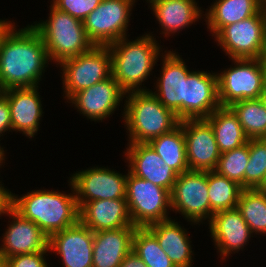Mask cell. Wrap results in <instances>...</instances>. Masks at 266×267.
I'll return each instance as SVG.
<instances>
[{
	"instance_id": "cell-1",
	"label": "cell",
	"mask_w": 266,
	"mask_h": 267,
	"mask_svg": "<svg viewBox=\"0 0 266 267\" xmlns=\"http://www.w3.org/2000/svg\"><path fill=\"white\" fill-rule=\"evenodd\" d=\"M15 29L14 23L0 40V92L38 86L50 62L42 37L31 25Z\"/></svg>"
},
{
	"instance_id": "cell-2",
	"label": "cell",
	"mask_w": 266,
	"mask_h": 267,
	"mask_svg": "<svg viewBox=\"0 0 266 267\" xmlns=\"http://www.w3.org/2000/svg\"><path fill=\"white\" fill-rule=\"evenodd\" d=\"M127 39L123 37L108 45L111 54V76L126 94L149 91L141 88L142 82L147 80L159 60L157 58L160 56L161 46L150 33L133 41Z\"/></svg>"
},
{
	"instance_id": "cell-3",
	"label": "cell",
	"mask_w": 266,
	"mask_h": 267,
	"mask_svg": "<svg viewBox=\"0 0 266 267\" xmlns=\"http://www.w3.org/2000/svg\"><path fill=\"white\" fill-rule=\"evenodd\" d=\"M65 194L50 190H34L22 197L13 194V208L24 218L34 222L50 237L79 221V207L75 191Z\"/></svg>"
},
{
	"instance_id": "cell-4",
	"label": "cell",
	"mask_w": 266,
	"mask_h": 267,
	"mask_svg": "<svg viewBox=\"0 0 266 267\" xmlns=\"http://www.w3.org/2000/svg\"><path fill=\"white\" fill-rule=\"evenodd\" d=\"M126 95L128 100H125L122 115L129 132V143H148L180 124L177 115L164 107L150 90Z\"/></svg>"
},
{
	"instance_id": "cell-5",
	"label": "cell",
	"mask_w": 266,
	"mask_h": 267,
	"mask_svg": "<svg viewBox=\"0 0 266 267\" xmlns=\"http://www.w3.org/2000/svg\"><path fill=\"white\" fill-rule=\"evenodd\" d=\"M48 20L31 24L45 43L49 60L59 65L89 51L94 44L88 39L84 24L52 4Z\"/></svg>"
},
{
	"instance_id": "cell-6",
	"label": "cell",
	"mask_w": 266,
	"mask_h": 267,
	"mask_svg": "<svg viewBox=\"0 0 266 267\" xmlns=\"http://www.w3.org/2000/svg\"><path fill=\"white\" fill-rule=\"evenodd\" d=\"M126 201L131 221L137 228L170 219L171 192L128 171Z\"/></svg>"
},
{
	"instance_id": "cell-7",
	"label": "cell",
	"mask_w": 266,
	"mask_h": 267,
	"mask_svg": "<svg viewBox=\"0 0 266 267\" xmlns=\"http://www.w3.org/2000/svg\"><path fill=\"white\" fill-rule=\"evenodd\" d=\"M235 66L217 74L220 105L258 99L264 91L266 63L262 59H233Z\"/></svg>"
},
{
	"instance_id": "cell-8",
	"label": "cell",
	"mask_w": 266,
	"mask_h": 267,
	"mask_svg": "<svg viewBox=\"0 0 266 267\" xmlns=\"http://www.w3.org/2000/svg\"><path fill=\"white\" fill-rule=\"evenodd\" d=\"M64 98L111 76V54L108 46L94 45L89 51L61 62Z\"/></svg>"
},
{
	"instance_id": "cell-9",
	"label": "cell",
	"mask_w": 266,
	"mask_h": 267,
	"mask_svg": "<svg viewBox=\"0 0 266 267\" xmlns=\"http://www.w3.org/2000/svg\"><path fill=\"white\" fill-rule=\"evenodd\" d=\"M266 36V15L260 11L224 26L214 38L230 59H262Z\"/></svg>"
},
{
	"instance_id": "cell-10",
	"label": "cell",
	"mask_w": 266,
	"mask_h": 267,
	"mask_svg": "<svg viewBox=\"0 0 266 267\" xmlns=\"http://www.w3.org/2000/svg\"><path fill=\"white\" fill-rule=\"evenodd\" d=\"M135 0H102L83 21L88 39L96 46H108L128 31Z\"/></svg>"
},
{
	"instance_id": "cell-11",
	"label": "cell",
	"mask_w": 266,
	"mask_h": 267,
	"mask_svg": "<svg viewBox=\"0 0 266 267\" xmlns=\"http://www.w3.org/2000/svg\"><path fill=\"white\" fill-rule=\"evenodd\" d=\"M208 171L188 170L179 174L171 192V208L187 221L198 224L210 221Z\"/></svg>"
},
{
	"instance_id": "cell-12",
	"label": "cell",
	"mask_w": 266,
	"mask_h": 267,
	"mask_svg": "<svg viewBox=\"0 0 266 267\" xmlns=\"http://www.w3.org/2000/svg\"><path fill=\"white\" fill-rule=\"evenodd\" d=\"M77 202L126 198L127 175L110 168L92 167L70 177Z\"/></svg>"
},
{
	"instance_id": "cell-13",
	"label": "cell",
	"mask_w": 266,
	"mask_h": 267,
	"mask_svg": "<svg viewBox=\"0 0 266 267\" xmlns=\"http://www.w3.org/2000/svg\"><path fill=\"white\" fill-rule=\"evenodd\" d=\"M189 170L215 171L221 155L214 131L205 119L182 120Z\"/></svg>"
},
{
	"instance_id": "cell-14",
	"label": "cell",
	"mask_w": 266,
	"mask_h": 267,
	"mask_svg": "<svg viewBox=\"0 0 266 267\" xmlns=\"http://www.w3.org/2000/svg\"><path fill=\"white\" fill-rule=\"evenodd\" d=\"M162 53V71L156 81V91L150 90L167 109L173 111L180 120H184L185 79L191 72L179 54L174 51ZM164 54V55H163Z\"/></svg>"
},
{
	"instance_id": "cell-15",
	"label": "cell",
	"mask_w": 266,
	"mask_h": 267,
	"mask_svg": "<svg viewBox=\"0 0 266 267\" xmlns=\"http://www.w3.org/2000/svg\"><path fill=\"white\" fill-rule=\"evenodd\" d=\"M48 247L60 255L64 267H92L93 231L80 221L52 234Z\"/></svg>"
},
{
	"instance_id": "cell-16",
	"label": "cell",
	"mask_w": 266,
	"mask_h": 267,
	"mask_svg": "<svg viewBox=\"0 0 266 267\" xmlns=\"http://www.w3.org/2000/svg\"><path fill=\"white\" fill-rule=\"evenodd\" d=\"M220 106L217 73L191 71L185 79L184 120L205 119Z\"/></svg>"
},
{
	"instance_id": "cell-17",
	"label": "cell",
	"mask_w": 266,
	"mask_h": 267,
	"mask_svg": "<svg viewBox=\"0 0 266 267\" xmlns=\"http://www.w3.org/2000/svg\"><path fill=\"white\" fill-rule=\"evenodd\" d=\"M124 95L126 96V93L118 82L110 76L104 81L75 93L69 100L81 114L92 121L101 120L102 122L114 113L120 101L125 97Z\"/></svg>"
},
{
	"instance_id": "cell-18",
	"label": "cell",
	"mask_w": 266,
	"mask_h": 267,
	"mask_svg": "<svg viewBox=\"0 0 266 267\" xmlns=\"http://www.w3.org/2000/svg\"><path fill=\"white\" fill-rule=\"evenodd\" d=\"M13 219L8 226L3 244L0 246L2 260L20 254L45 251L48 248L49 237L34 222L24 218L14 208L9 213Z\"/></svg>"
},
{
	"instance_id": "cell-19",
	"label": "cell",
	"mask_w": 266,
	"mask_h": 267,
	"mask_svg": "<svg viewBox=\"0 0 266 267\" xmlns=\"http://www.w3.org/2000/svg\"><path fill=\"white\" fill-rule=\"evenodd\" d=\"M125 151L128 171L138 178L172 192L178 174L151 148L148 143H128Z\"/></svg>"
},
{
	"instance_id": "cell-20",
	"label": "cell",
	"mask_w": 266,
	"mask_h": 267,
	"mask_svg": "<svg viewBox=\"0 0 266 267\" xmlns=\"http://www.w3.org/2000/svg\"><path fill=\"white\" fill-rule=\"evenodd\" d=\"M209 229L222 260L232 252L238 253L253 237L237 208L214 213L209 221Z\"/></svg>"
},
{
	"instance_id": "cell-21",
	"label": "cell",
	"mask_w": 266,
	"mask_h": 267,
	"mask_svg": "<svg viewBox=\"0 0 266 267\" xmlns=\"http://www.w3.org/2000/svg\"><path fill=\"white\" fill-rule=\"evenodd\" d=\"M79 221L93 232L133 227L126 198L77 202Z\"/></svg>"
},
{
	"instance_id": "cell-22",
	"label": "cell",
	"mask_w": 266,
	"mask_h": 267,
	"mask_svg": "<svg viewBox=\"0 0 266 267\" xmlns=\"http://www.w3.org/2000/svg\"><path fill=\"white\" fill-rule=\"evenodd\" d=\"M39 86L10 88L2 91L7 97L12 130L33 138L39 129L43 110L38 92Z\"/></svg>"
},
{
	"instance_id": "cell-23",
	"label": "cell",
	"mask_w": 266,
	"mask_h": 267,
	"mask_svg": "<svg viewBox=\"0 0 266 267\" xmlns=\"http://www.w3.org/2000/svg\"><path fill=\"white\" fill-rule=\"evenodd\" d=\"M136 226L93 232L92 267H119L132 251Z\"/></svg>"
},
{
	"instance_id": "cell-24",
	"label": "cell",
	"mask_w": 266,
	"mask_h": 267,
	"mask_svg": "<svg viewBox=\"0 0 266 267\" xmlns=\"http://www.w3.org/2000/svg\"><path fill=\"white\" fill-rule=\"evenodd\" d=\"M158 240L160 247L176 267H191L192 247L185 228L173 219H167L146 227Z\"/></svg>"
},
{
	"instance_id": "cell-25",
	"label": "cell",
	"mask_w": 266,
	"mask_h": 267,
	"mask_svg": "<svg viewBox=\"0 0 266 267\" xmlns=\"http://www.w3.org/2000/svg\"><path fill=\"white\" fill-rule=\"evenodd\" d=\"M197 5L195 0H155L150 4L166 37L202 17V10Z\"/></svg>"
},
{
	"instance_id": "cell-26",
	"label": "cell",
	"mask_w": 266,
	"mask_h": 267,
	"mask_svg": "<svg viewBox=\"0 0 266 267\" xmlns=\"http://www.w3.org/2000/svg\"><path fill=\"white\" fill-rule=\"evenodd\" d=\"M211 7V8H210ZM206 15L207 28L216 35L224 26L234 24L261 11L260 0H216Z\"/></svg>"
},
{
	"instance_id": "cell-27",
	"label": "cell",
	"mask_w": 266,
	"mask_h": 267,
	"mask_svg": "<svg viewBox=\"0 0 266 267\" xmlns=\"http://www.w3.org/2000/svg\"><path fill=\"white\" fill-rule=\"evenodd\" d=\"M205 120L211 125L220 153L247 143L248 138L236 114L230 107L220 106Z\"/></svg>"
},
{
	"instance_id": "cell-28",
	"label": "cell",
	"mask_w": 266,
	"mask_h": 267,
	"mask_svg": "<svg viewBox=\"0 0 266 267\" xmlns=\"http://www.w3.org/2000/svg\"><path fill=\"white\" fill-rule=\"evenodd\" d=\"M148 144L178 175L189 170L182 120L172 131L151 139Z\"/></svg>"
},
{
	"instance_id": "cell-29",
	"label": "cell",
	"mask_w": 266,
	"mask_h": 267,
	"mask_svg": "<svg viewBox=\"0 0 266 267\" xmlns=\"http://www.w3.org/2000/svg\"><path fill=\"white\" fill-rule=\"evenodd\" d=\"M243 188L235 181L208 171V195L210 201V219L216 212L237 208Z\"/></svg>"
},
{
	"instance_id": "cell-30",
	"label": "cell",
	"mask_w": 266,
	"mask_h": 267,
	"mask_svg": "<svg viewBox=\"0 0 266 267\" xmlns=\"http://www.w3.org/2000/svg\"><path fill=\"white\" fill-rule=\"evenodd\" d=\"M248 139L266 138V108L258 99H245L229 106Z\"/></svg>"
},
{
	"instance_id": "cell-31",
	"label": "cell",
	"mask_w": 266,
	"mask_h": 267,
	"mask_svg": "<svg viewBox=\"0 0 266 267\" xmlns=\"http://www.w3.org/2000/svg\"><path fill=\"white\" fill-rule=\"evenodd\" d=\"M237 209L252 233L266 234V194L257 189H243Z\"/></svg>"
},
{
	"instance_id": "cell-32",
	"label": "cell",
	"mask_w": 266,
	"mask_h": 267,
	"mask_svg": "<svg viewBox=\"0 0 266 267\" xmlns=\"http://www.w3.org/2000/svg\"><path fill=\"white\" fill-rule=\"evenodd\" d=\"M132 250L147 267H176L147 228H136Z\"/></svg>"
},
{
	"instance_id": "cell-33",
	"label": "cell",
	"mask_w": 266,
	"mask_h": 267,
	"mask_svg": "<svg viewBox=\"0 0 266 267\" xmlns=\"http://www.w3.org/2000/svg\"><path fill=\"white\" fill-rule=\"evenodd\" d=\"M249 162L248 141L246 144L220 155L215 171L237 182L245 189V170Z\"/></svg>"
},
{
	"instance_id": "cell-34",
	"label": "cell",
	"mask_w": 266,
	"mask_h": 267,
	"mask_svg": "<svg viewBox=\"0 0 266 267\" xmlns=\"http://www.w3.org/2000/svg\"><path fill=\"white\" fill-rule=\"evenodd\" d=\"M248 152L245 189H257L266 174V138L248 139Z\"/></svg>"
},
{
	"instance_id": "cell-35",
	"label": "cell",
	"mask_w": 266,
	"mask_h": 267,
	"mask_svg": "<svg viewBox=\"0 0 266 267\" xmlns=\"http://www.w3.org/2000/svg\"><path fill=\"white\" fill-rule=\"evenodd\" d=\"M52 5L59 11L84 21L102 0H52Z\"/></svg>"
},
{
	"instance_id": "cell-36",
	"label": "cell",
	"mask_w": 266,
	"mask_h": 267,
	"mask_svg": "<svg viewBox=\"0 0 266 267\" xmlns=\"http://www.w3.org/2000/svg\"><path fill=\"white\" fill-rule=\"evenodd\" d=\"M47 252L49 247L45 251L8 257L3 260V267H48L44 259Z\"/></svg>"
},
{
	"instance_id": "cell-37",
	"label": "cell",
	"mask_w": 266,
	"mask_h": 267,
	"mask_svg": "<svg viewBox=\"0 0 266 267\" xmlns=\"http://www.w3.org/2000/svg\"><path fill=\"white\" fill-rule=\"evenodd\" d=\"M8 130H12L9 103L7 97L0 92V137Z\"/></svg>"
},
{
	"instance_id": "cell-38",
	"label": "cell",
	"mask_w": 266,
	"mask_h": 267,
	"mask_svg": "<svg viewBox=\"0 0 266 267\" xmlns=\"http://www.w3.org/2000/svg\"><path fill=\"white\" fill-rule=\"evenodd\" d=\"M2 185L0 184V216L2 214L8 215L9 211L13 208V193Z\"/></svg>"
},
{
	"instance_id": "cell-39",
	"label": "cell",
	"mask_w": 266,
	"mask_h": 267,
	"mask_svg": "<svg viewBox=\"0 0 266 267\" xmlns=\"http://www.w3.org/2000/svg\"><path fill=\"white\" fill-rule=\"evenodd\" d=\"M119 267H147V265L132 250L122 261Z\"/></svg>"
},
{
	"instance_id": "cell-40",
	"label": "cell",
	"mask_w": 266,
	"mask_h": 267,
	"mask_svg": "<svg viewBox=\"0 0 266 267\" xmlns=\"http://www.w3.org/2000/svg\"><path fill=\"white\" fill-rule=\"evenodd\" d=\"M13 24L11 21L0 20V40Z\"/></svg>"
},
{
	"instance_id": "cell-41",
	"label": "cell",
	"mask_w": 266,
	"mask_h": 267,
	"mask_svg": "<svg viewBox=\"0 0 266 267\" xmlns=\"http://www.w3.org/2000/svg\"><path fill=\"white\" fill-rule=\"evenodd\" d=\"M257 190L266 194V174H265L264 180L262 181L260 186L257 188Z\"/></svg>"
},
{
	"instance_id": "cell-42",
	"label": "cell",
	"mask_w": 266,
	"mask_h": 267,
	"mask_svg": "<svg viewBox=\"0 0 266 267\" xmlns=\"http://www.w3.org/2000/svg\"><path fill=\"white\" fill-rule=\"evenodd\" d=\"M5 151H4V149L3 148H1V146H0V166L2 165V163H3V160L5 159V153H4Z\"/></svg>"
},
{
	"instance_id": "cell-43",
	"label": "cell",
	"mask_w": 266,
	"mask_h": 267,
	"mask_svg": "<svg viewBox=\"0 0 266 267\" xmlns=\"http://www.w3.org/2000/svg\"><path fill=\"white\" fill-rule=\"evenodd\" d=\"M261 1V11L266 15V0Z\"/></svg>"
},
{
	"instance_id": "cell-44",
	"label": "cell",
	"mask_w": 266,
	"mask_h": 267,
	"mask_svg": "<svg viewBox=\"0 0 266 267\" xmlns=\"http://www.w3.org/2000/svg\"><path fill=\"white\" fill-rule=\"evenodd\" d=\"M261 101L263 102L265 108H266V92H263L260 96Z\"/></svg>"
},
{
	"instance_id": "cell-45",
	"label": "cell",
	"mask_w": 266,
	"mask_h": 267,
	"mask_svg": "<svg viewBox=\"0 0 266 267\" xmlns=\"http://www.w3.org/2000/svg\"><path fill=\"white\" fill-rule=\"evenodd\" d=\"M262 60L266 63V36H265V47H264V52H263Z\"/></svg>"
},
{
	"instance_id": "cell-46",
	"label": "cell",
	"mask_w": 266,
	"mask_h": 267,
	"mask_svg": "<svg viewBox=\"0 0 266 267\" xmlns=\"http://www.w3.org/2000/svg\"><path fill=\"white\" fill-rule=\"evenodd\" d=\"M263 92H266V73H265V86H264V91Z\"/></svg>"
},
{
	"instance_id": "cell-47",
	"label": "cell",
	"mask_w": 266,
	"mask_h": 267,
	"mask_svg": "<svg viewBox=\"0 0 266 267\" xmlns=\"http://www.w3.org/2000/svg\"><path fill=\"white\" fill-rule=\"evenodd\" d=\"M0 267H3V260L0 258Z\"/></svg>"
},
{
	"instance_id": "cell-48",
	"label": "cell",
	"mask_w": 266,
	"mask_h": 267,
	"mask_svg": "<svg viewBox=\"0 0 266 267\" xmlns=\"http://www.w3.org/2000/svg\"><path fill=\"white\" fill-rule=\"evenodd\" d=\"M147 1H148V3H150V4H151V3H152L153 1H155V0H147Z\"/></svg>"
}]
</instances>
